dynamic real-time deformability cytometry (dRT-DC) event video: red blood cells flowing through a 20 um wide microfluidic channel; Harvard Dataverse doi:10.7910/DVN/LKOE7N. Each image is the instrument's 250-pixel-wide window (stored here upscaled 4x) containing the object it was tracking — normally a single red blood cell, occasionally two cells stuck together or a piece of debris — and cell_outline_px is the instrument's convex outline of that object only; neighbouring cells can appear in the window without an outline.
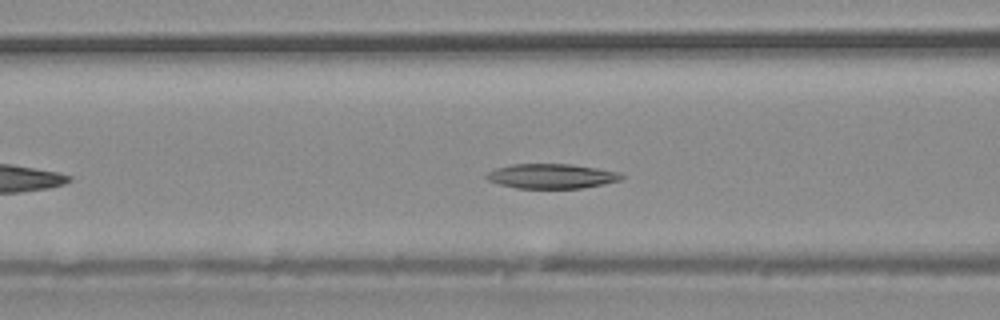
{"species": "common noctule bat (a hibernating species)", "species_latin": "Nyctalus noctula", "temperature_condition": "warm", "stored_images_in_passage": 31, "camera_frame_rate_fps": 3000, "um_per_image_px": 0.085, "animal": {"sex": "male", "body_mass_g": 20.4}, "frame": {"image": 1, "passage_image": 8, "time_ms": 2.333, "image_size_px": [1000, 320], "cell_outline_px": [[624, 176], [620, 180], [604, 184], [580, 188], [516, 188], [500, 184], [488, 180], [484, 176], [488, 172], [496, 168], [512, 164], [572, 164], [620, 172]], "centroid_in_image_um": [46.88, 14.97], "position_along_channel_um": 119.7, "area_um2": 19.36}}
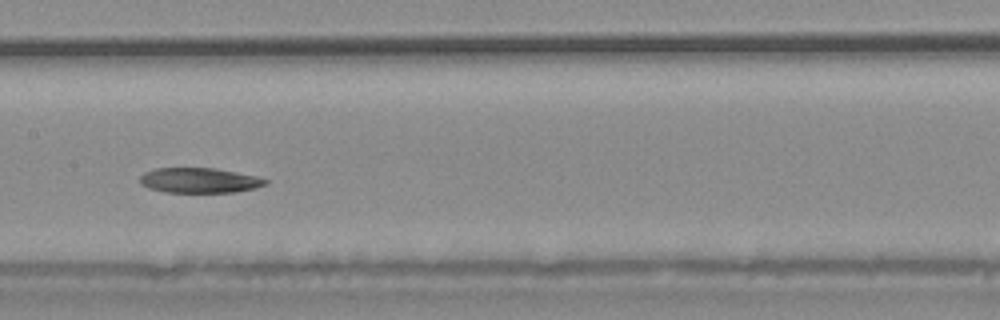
{"frame": {"image": 2, "passage_image": 12, "time_ms": 3.667, "image_size_px": [1000, 320], "cell_outline_px": [[268, 184], [256, 188], [236, 192], [164, 192], [148, 188], [140, 184], [140, 176], [144, 172], [156, 168], [216, 168], [256, 176], [268, 180]], "centroid_in_image_um": [16.94, 15.33], "position_along_channel_um": 190.5, "area_um2": 18.44}}
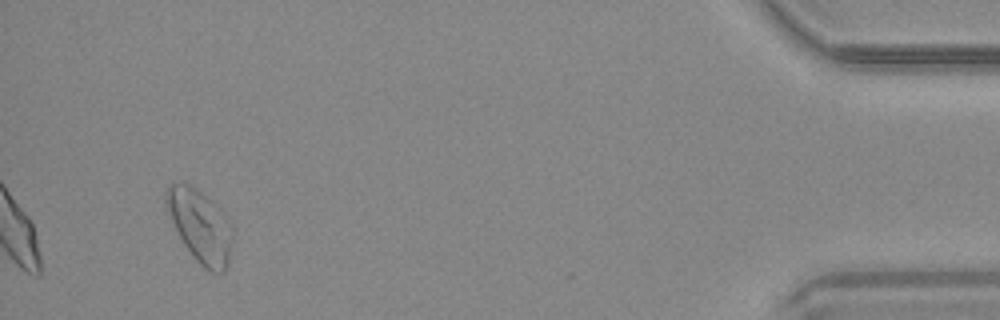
{"frame": {"image": 3, "passage_image": 29, "time_ms": 9.333, "image_size_px": [1000, 320], "cell_outline_px": [[232, 240], [228, 264], [224, 272], [212, 272], [204, 268], [196, 260], [184, 244], [164, 208], [164, 192], [168, 184], [188, 184], [196, 188], [212, 200], [228, 220], [232, 228]], "centroid_in_image_um": [16.98, 19.19], "position_along_channel_um": 418.2, "area_um2": 28.03}}